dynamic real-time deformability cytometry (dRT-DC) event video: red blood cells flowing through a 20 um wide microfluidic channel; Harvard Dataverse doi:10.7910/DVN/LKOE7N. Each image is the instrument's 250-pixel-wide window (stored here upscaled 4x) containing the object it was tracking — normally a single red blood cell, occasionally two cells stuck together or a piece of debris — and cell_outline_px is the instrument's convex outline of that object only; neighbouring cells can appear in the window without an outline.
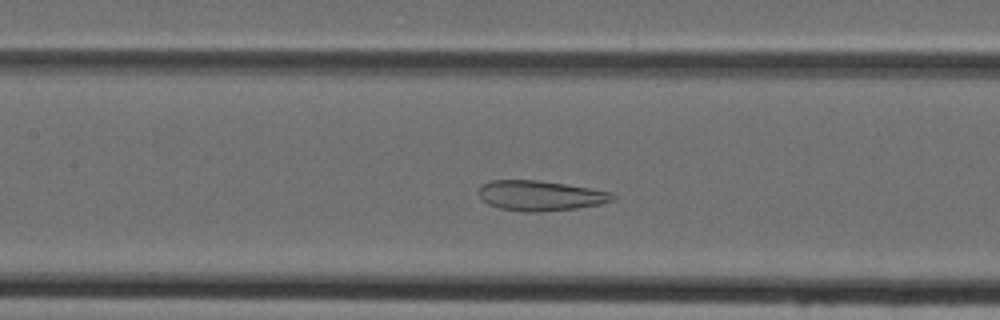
{"species": "Egyptian fruit bat (a non-hibernating species)", "species_latin": "Rousettus aegyptiacus", "temperature_condition": "cold", "stored_images_in_passage": 43, "camera_frame_rate_fps": 3000, "um_per_image_px": 0.085, "animal": {"sex": "female"}, "frame": {"image": 1, "passage_image": 17, "time_ms": 5.333, "image_size_px": [1000, 320], "cell_outline_px": [[616, 196], [612, 200], [600, 204], [576, 208], [540, 212], [524, 212], [500, 208], [488, 204], [476, 192], [480, 184], [492, 180], [540, 180], [612, 192]], "centroid_in_image_um": [45.88, 16.62], "position_along_channel_um": 161.5, "area_um2": 23.52}}
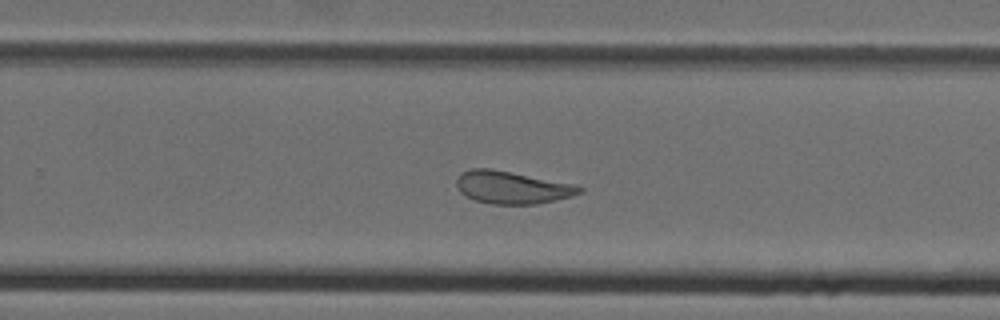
{"frame": {"image": 2, "passage_image": 26, "time_ms": 8.333, "image_size_px": [1000, 320], "cell_outline_px": [[584, 192], [572, 196], [536, 204], [492, 204], [476, 200], [460, 192], [456, 188], [456, 180], [460, 172], [472, 168], [488, 168], [576, 184], [584, 188]], "centroid_in_image_um": [43.53, 15.93], "position_along_channel_um": 286.3, "area_um2": 23.29}}
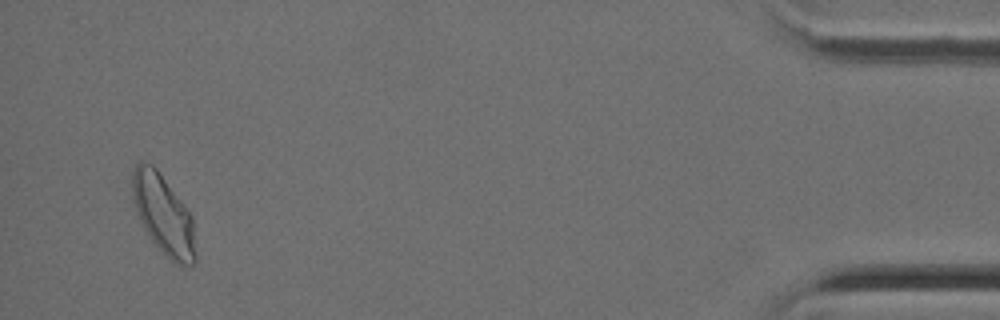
{"frame": {"image": 3, "passage_image": 41, "time_ms": 13.333, "image_size_px": [1000, 320], "cell_outline_px": [[196, 264], [184, 268], [180, 268], [152, 240], [144, 228], [132, 200], [132, 168], [136, 164], [152, 164], [156, 168], [192, 216], [196, 256]], "centroid_in_image_um": [13.9, 18.29], "position_along_channel_um": 421.3, "area_um2": 28.96}}